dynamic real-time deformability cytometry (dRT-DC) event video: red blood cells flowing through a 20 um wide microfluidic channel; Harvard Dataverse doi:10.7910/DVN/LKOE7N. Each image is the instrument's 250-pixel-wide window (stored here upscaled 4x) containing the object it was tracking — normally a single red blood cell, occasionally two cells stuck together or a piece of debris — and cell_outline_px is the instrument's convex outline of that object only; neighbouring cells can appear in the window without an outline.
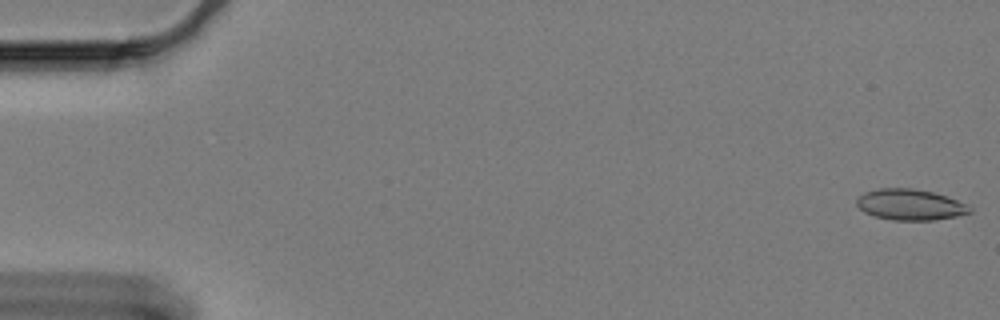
{"species": "Egyptian fruit bat (a non-hibernating species)", "species_latin": "Rousettus aegyptiacus", "temperature_condition": "cold", "stored_images_in_passage": 55, "camera_frame_rate_fps": 3000, "um_per_image_px": 0.085, "animal": {"sex": "female"}, "frame": {"image": 1, "passage_image": 1, "time_ms": 0.0, "image_size_px": [1000, 320], "cell_outline_px": [[972, 212], [956, 216], [936, 220], [892, 220], [872, 216], [864, 212], [856, 204], [856, 200], [864, 192], [880, 188], [912, 188], [932, 192], [948, 196], [972, 208]], "centroid_in_image_um": [77.34, 17.4], "position_along_channel_um": 7.7, "area_um2": 20.4}}
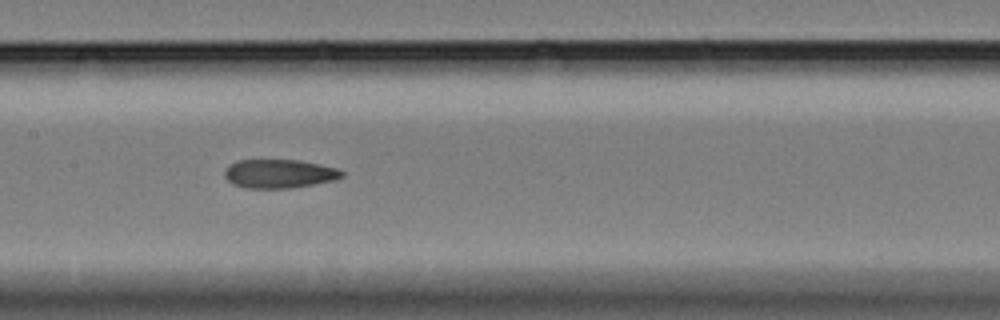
{"frame": {"image": 2, "passage_image": 30, "time_ms": 9.667, "image_size_px": [1000, 320], "cell_outline_px": [[344, 176], [336, 180], [292, 188], [244, 188], [232, 184], [224, 176], [224, 172], [236, 160], [300, 160], [320, 164], [336, 168], [344, 172]], "centroid_in_image_um": [23.76, 14.77], "position_along_channel_um": 183.6, "area_um2": 19.71}}
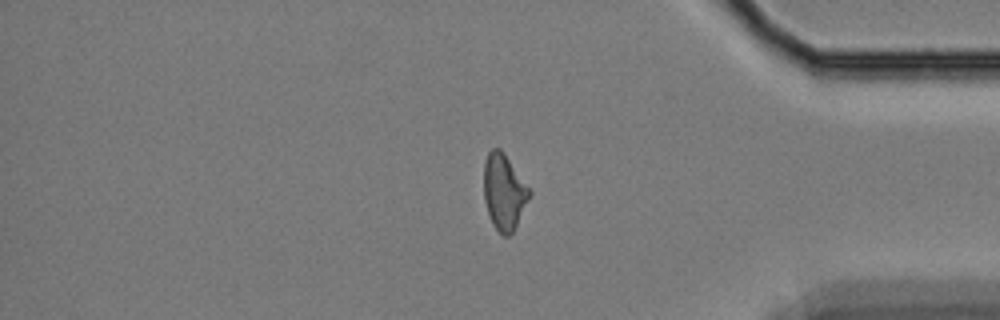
{"frame": {"image": 3, "passage_image": 51, "time_ms": 16.667, "image_size_px": [1000, 320], "cell_outline_px": [[532, 192], [512, 232], [508, 236], [504, 236], [492, 224], [484, 200], [484, 160], [488, 152], [492, 148], [500, 148], [504, 152]], "centroid_in_image_um": [42.82, 16.27], "position_along_channel_um": 392.4, "area_um2": 19.88}}